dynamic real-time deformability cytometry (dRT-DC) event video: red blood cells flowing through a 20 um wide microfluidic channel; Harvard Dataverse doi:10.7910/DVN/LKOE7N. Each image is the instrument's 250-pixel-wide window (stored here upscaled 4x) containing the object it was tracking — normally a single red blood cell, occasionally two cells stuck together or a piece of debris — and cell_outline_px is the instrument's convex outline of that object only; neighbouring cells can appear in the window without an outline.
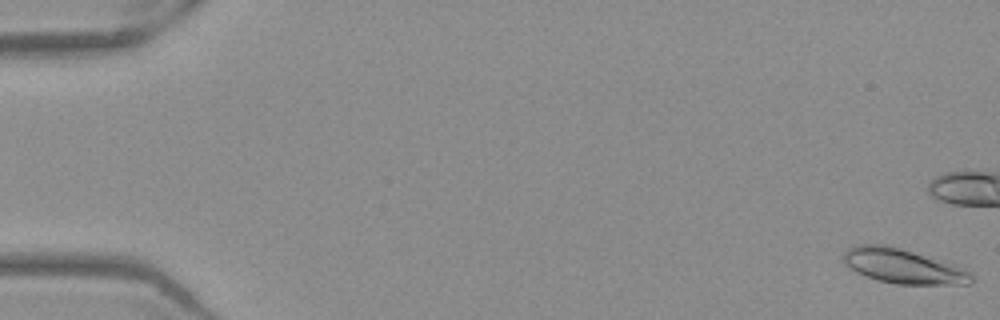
{"species": "Egyptian fruit bat (a non-hibernating species)", "species_latin": "Rousettus aegyptiacus", "temperature_condition": "warm", "stored_images_in_passage": 17, "camera_frame_rate_fps": 3000, "um_per_image_px": 0.085, "frame": {"image": 1, "passage_image": 1, "time_ms": 0.0, "image_size_px": [1000, 320], "cell_outline_px": [[972, 284], [896, 284], [880, 280], [856, 272], [844, 264], [844, 252], [848, 248], [856, 244], [888, 244], [956, 264], [964, 268], [972, 276]], "centroid_in_image_um": [76.77, 22.6], "position_along_channel_um": 8.2, "area_um2": 25.89}}